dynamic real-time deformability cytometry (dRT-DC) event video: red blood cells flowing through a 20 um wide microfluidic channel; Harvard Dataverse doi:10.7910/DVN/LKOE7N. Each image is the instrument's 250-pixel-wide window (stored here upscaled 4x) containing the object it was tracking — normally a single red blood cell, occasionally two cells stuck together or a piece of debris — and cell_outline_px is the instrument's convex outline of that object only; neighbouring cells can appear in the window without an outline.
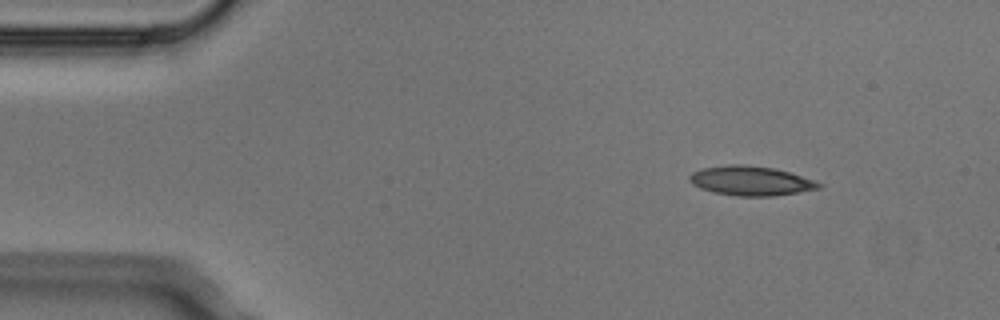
{"species": "Egyptian fruit bat (a non-hibernating species)", "species_latin": "Rousettus aegyptiacus", "temperature_condition": "cold", "stored_images_in_passage": 5, "camera_frame_rate_fps": 3000, "um_per_image_px": 0.085, "animal": {"sex": "male"}, "frame": {"image": 1, "passage_image": 2, "time_ms": 0.333, "image_size_px": [1000, 320], "cell_outline_px": [[824, 184], [820, 188], [776, 196], [736, 196], [712, 192], [700, 188], [692, 184], [688, 180], [688, 176], [692, 172], [700, 168], [728, 164], [744, 164], [776, 168]], "centroid_in_image_um": [63.76, 15.36], "position_along_channel_um": 21.2, "area_um2": 22.37}}
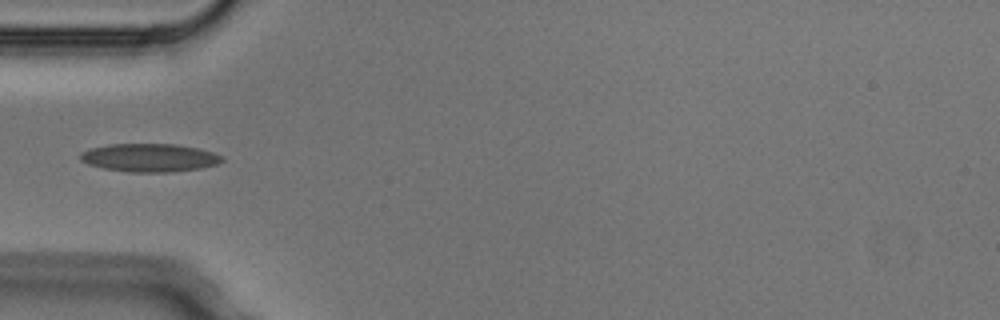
{"frame": {"image": 2, "passage_image": 4, "time_ms": 1.0, "image_size_px": [1000, 320], "cell_outline_px": [[224, 160], [216, 164], [200, 168], [168, 172], [132, 172], [104, 168], [88, 164], [80, 160], [80, 152], [92, 148], [112, 144], [176, 144], [196, 148], [212, 152], [224, 156]], "centroid_in_image_um": [12.71, 13.4], "position_along_channel_um": 72.3, "area_um2": 23.06}}
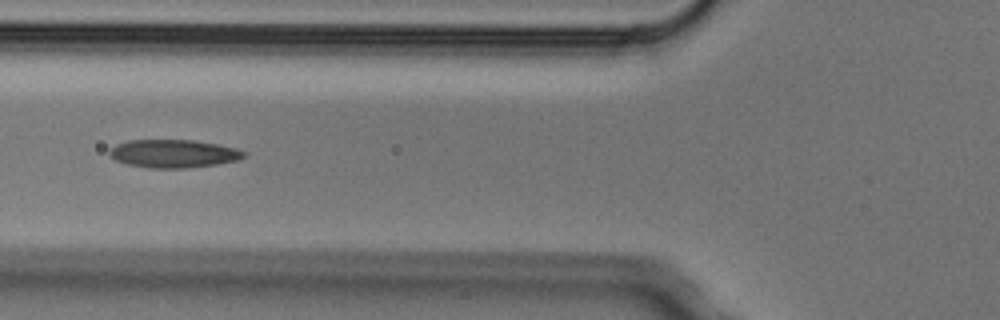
{"frame": {"image": 3, "passage_image": 5, "time_ms": 1.333, "image_size_px": [1000, 320], "cell_outline_px": [[248, 152], [244, 156], [236, 160], [216, 164], [184, 168], [148, 168], [128, 164], [116, 160], [108, 152], [108, 148], [116, 144], [128, 140], [192, 140], [216, 144], [236, 148]], "centroid_in_image_um": [14.72, 13.05], "position_along_channel_um": 111.1, "area_um2": 21.91}}